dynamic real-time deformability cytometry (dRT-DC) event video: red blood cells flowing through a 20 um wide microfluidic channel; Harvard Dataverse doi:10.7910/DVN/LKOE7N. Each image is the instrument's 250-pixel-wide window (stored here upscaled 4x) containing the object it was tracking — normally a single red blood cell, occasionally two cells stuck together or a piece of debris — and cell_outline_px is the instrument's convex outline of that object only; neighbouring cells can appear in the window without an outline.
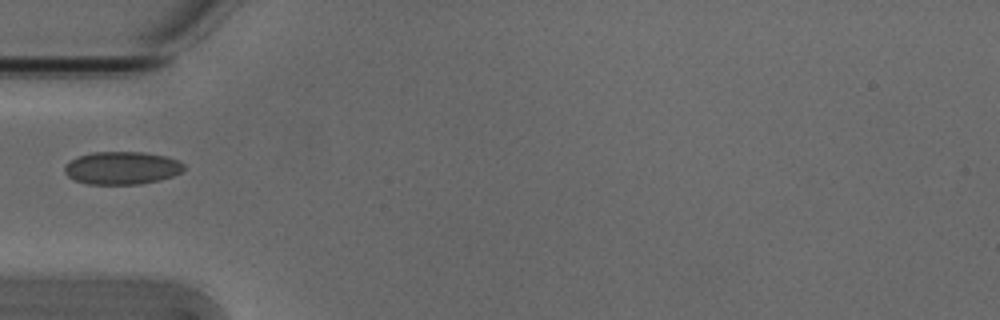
{"species": "Egyptian fruit bat (a non-hibernating species)", "species_latin": "Rousettus aegyptiacus", "temperature_condition": "cold", "stored_images_in_passage": 6, "camera_frame_rate_fps": 3000, "um_per_image_px": 0.085, "animal": {"sex": "male"}, "frame": {"image": 1, "passage_image": 1, "time_ms": 0.0, "image_size_px": [1000, 320], "cell_outline_px": [[184, 168], [180, 172], [172, 176], [160, 180], [140, 184], [88, 184], [76, 180], [68, 176], [64, 172], [64, 164], [68, 160], [76, 156], [92, 152], [144, 152], [164, 156], [180, 160], [184, 164]], "centroid_in_image_um": [10.33, 14.27], "position_along_channel_um": 74.7, "area_um2": 23.0}}
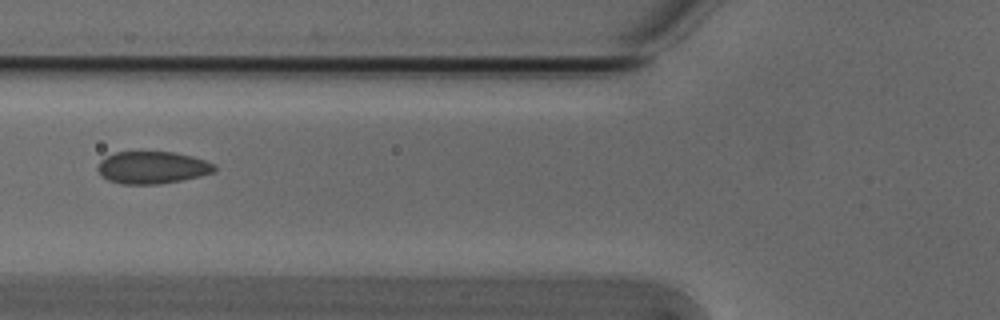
{"frame": {"image": 2, "passage_image": 4, "time_ms": 1.0, "image_size_px": [1000, 320], "cell_outline_px": [[216, 172], [200, 176], [180, 180], [156, 184], [120, 184], [108, 180], [100, 176], [96, 168], [100, 160], [116, 152], [172, 152], [192, 156], [204, 160], [212, 164], [216, 168]], "centroid_in_image_um": [12.91, 14.25], "position_along_channel_um": 112.9, "area_um2": 21.91}}